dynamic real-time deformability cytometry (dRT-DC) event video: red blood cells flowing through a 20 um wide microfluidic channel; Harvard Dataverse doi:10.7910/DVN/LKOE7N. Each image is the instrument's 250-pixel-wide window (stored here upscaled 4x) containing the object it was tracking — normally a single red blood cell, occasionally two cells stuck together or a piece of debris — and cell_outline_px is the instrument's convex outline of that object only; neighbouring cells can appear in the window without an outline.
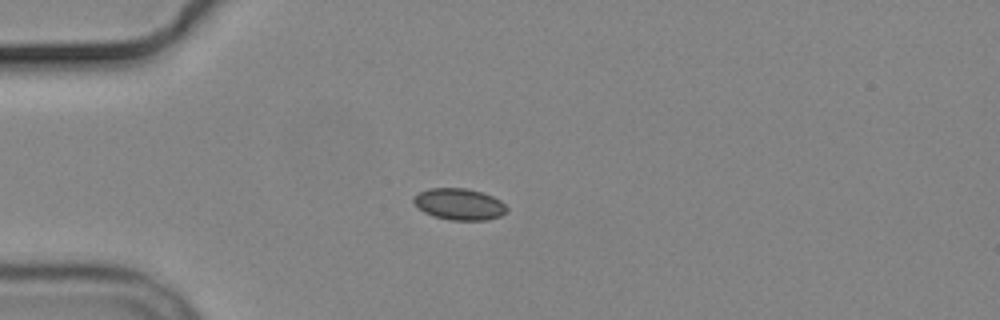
{"species": "common noctule bat (a hibernating species)", "species_latin": "Nyctalus noctula", "temperature_condition": "cold", "stored_images_in_passage": 9, "camera_frame_rate_fps": 3000, "um_per_image_px": 0.085, "animal": {"sex": "male", "body_mass_g": 19.2, "forearm_length_mm": 51.8}, "frame": {"image": 1, "passage_image": 3, "time_ms": 4.0, "image_size_px": [1000, 320], "cell_outline_px": [[508, 212], [500, 216], [488, 220], [452, 220], [432, 216], [424, 212], [412, 200], [420, 192], [428, 188], [464, 188], [484, 192], [500, 200], [508, 208]], "centroid_in_image_um": [39.08, 17.36], "position_along_channel_um": 45.9, "area_um2": 17.11}}
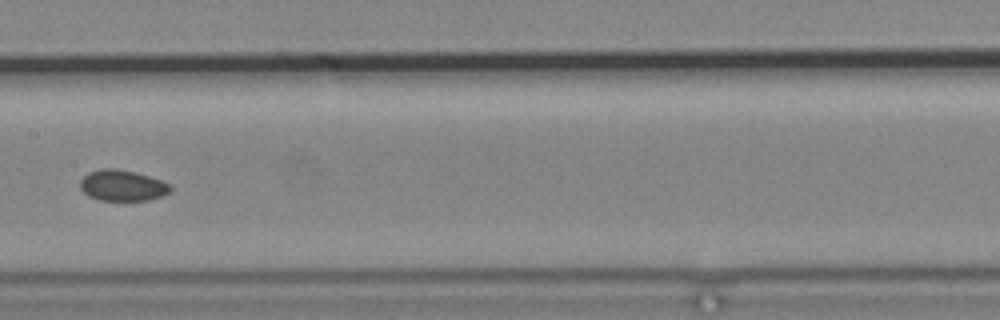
{"frame": {"image": 2, "passage_image": 7, "time_ms": 8.667, "image_size_px": [1000, 320], "cell_outline_px": [[172, 188], [164, 196], [148, 200], [100, 200], [88, 196], [80, 188], [80, 180], [88, 172], [100, 168], [116, 168], [148, 176], [160, 180], [168, 184]], "centroid_in_image_um": [10.37, 15.77], "position_along_channel_um": 197.0, "area_um2": 16.18}}
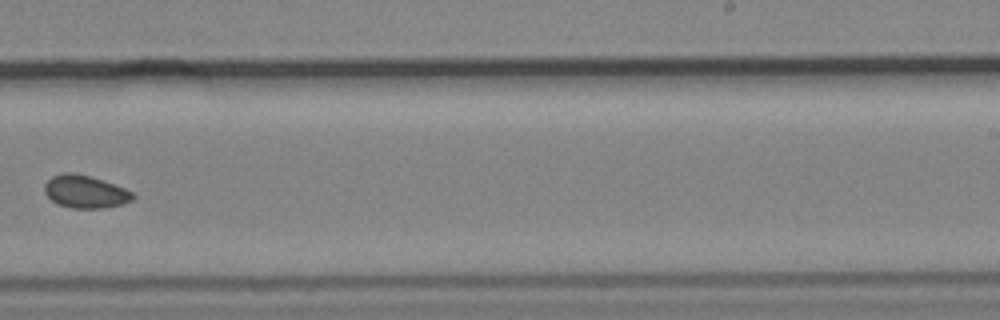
{"frame": {"image": 3, "passage_image": 9, "time_ms": 11.0, "image_size_px": [1000, 320], "cell_outline_px": [[136, 196], [132, 200], [124, 204], [104, 208], [72, 208], [56, 204], [44, 192], [44, 184], [52, 176], [64, 172], [72, 172], [88, 176], [124, 188], [132, 192]], "centroid_in_image_um": [7.23, 16.31], "position_along_channel_um": 281.8, "area_um2": 16.76}}